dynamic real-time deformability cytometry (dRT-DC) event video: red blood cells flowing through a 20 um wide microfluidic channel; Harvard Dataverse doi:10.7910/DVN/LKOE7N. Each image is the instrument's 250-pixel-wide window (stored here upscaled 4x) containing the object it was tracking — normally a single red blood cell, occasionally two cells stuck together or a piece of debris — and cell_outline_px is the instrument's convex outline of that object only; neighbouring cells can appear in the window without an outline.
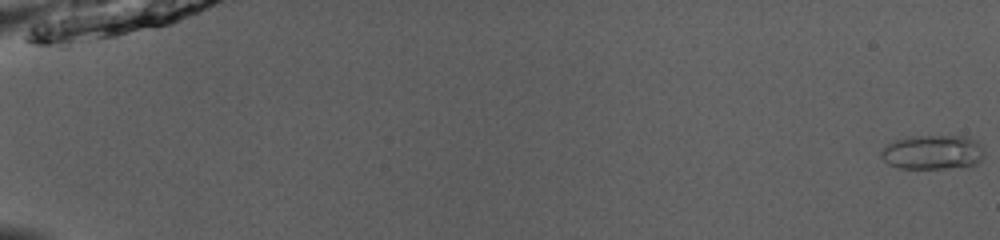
{"species": "common noctule bat (a hibernating species)", "species_latin": "Nyctalus noctula", "temperature_condition": "room temperature", "stored_images_in_passage": 53, "camera_frame_rate_fps": 3000, "um_per_image_px": 0.085, "animal": {"sex": "male", "body_mass_g": 13.0, "forearm_length_mm": 53.1}, "frame": {"image": 1, "passage_image": 1, "time_ms": 0.0, "image_size_px": [1000, 240], "cell_outline_px": [[984, 160], [972, 168], [900, 168], [888, 164], [880, 156], [880, 152], [888, 144], [896, 140], [908, 136], [968, 136], [976, 140], [980, 144], [984, 152]], "centroid_in_image_um": [79.36, 12.95], "position_along_channel_um": 5.6, "area_um2": 21.21}}
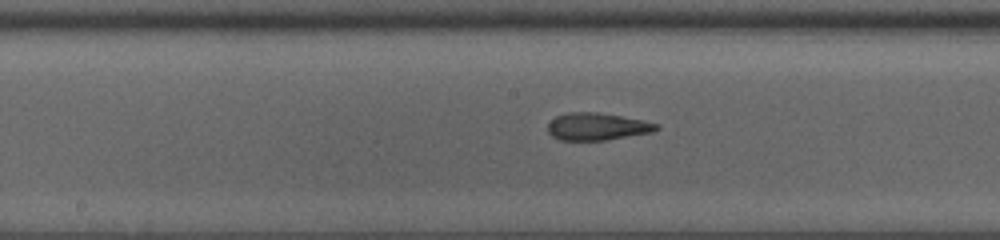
{"frame": {"image": 2, "passage_image": 30, "time_ms": 9.667, "image_size_px": [1000, 240], "cell_outline_px": [[660, 128], [652, 132], [608, 140], [560, 140], [552, 136], [548, 132], [548, 124], [556, 116], [568, 112], [596, 112], [620, 116], [660, 124]], "centroid_in_image_um": [50.75, 10.76], "position_along_channel_um": 197.4, "area_um2": 17.22}}
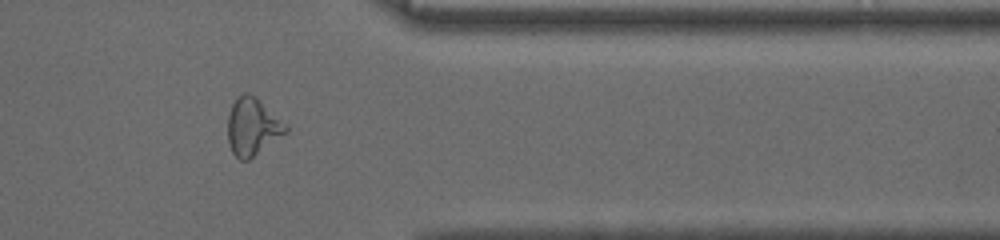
{"frame": {"image": 3, "passage_image": 45, "time_ms": 14.667, "image_size_px": [1000, 240], "cell_outline_px": [[288, 132], [248, 160], [240, 160], [232, 152], [228, 144], [228, 116], [232, 104], [236, 96], [244, 92], [248, 92], [288, 124]], "centroid_in_image_um": [21.46, 10.77], "position_along_channel_um": 389.9, "area_um2": 19.36}, "authors_computed_cell_mechanics": {"area_um2": 18.4382, "velocity_mm_per_s": 3.974, "shape_relaxation_time_tau1_ms": 8.0415, "shape_relaxation_time_tau2_ms": 2.283, "deformation_change_tau1": 0.2367, "deformation_change_tau2": 0.0791}}